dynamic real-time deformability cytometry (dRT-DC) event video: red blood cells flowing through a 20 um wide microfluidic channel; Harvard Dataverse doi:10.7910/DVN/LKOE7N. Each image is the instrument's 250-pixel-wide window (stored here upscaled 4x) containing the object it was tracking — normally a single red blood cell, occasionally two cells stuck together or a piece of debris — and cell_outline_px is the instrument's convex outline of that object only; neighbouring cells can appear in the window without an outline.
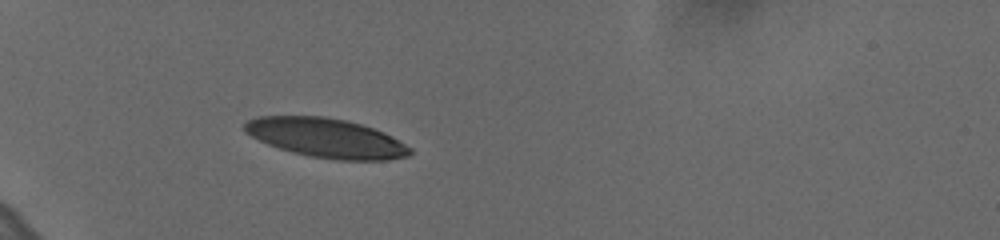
{"species": "human", "species_latin": "Homo sapiens", "temperature_condition": "cold", "stored_images_in_passage": 40, "camera_frame_rate_fps": 3000, "um_per_image_px": 0.085, "donor": {"sex": "female"}, "frame": {"image": 1, "passage_image": 1, "time_ms": 0.0, "image_size_px": [1000, 240], "cell_outline_px": [[412, 152], [408, 156], [388, 160], [340, 160], [308, 156], [292, 152], [268, 144], [244, 132], [244, 124], [248, 120], [256, 116], [324, 116], [344, 120], [360, 124], [384, 132], [412, 148]], "centroid_in_image_um": [27.73, 11.73], "position_along_channel_um": 57.3, "area_um2": 37.69}}
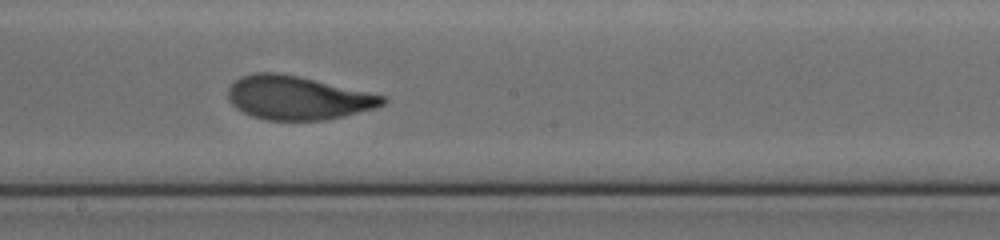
{"frame": {"image": 2, "passage_image": 17, "time_ms": 5.333, "image_size_px": [1000, 240], "cell_outline_px": [[388, 100], [384, 104], [376, 108], [344, 116], [324, 120], [268, 120], [252, 116], [236, 108], [228, 100], [228, 88], [240, 76], [256, 72], [280, 72], [300, 76], [368, 92], [384, 96]], "centroid_in_image_um": [25.29, 8.31], "position_along_channel_um": 222.9, "area_um2": 39.36}}
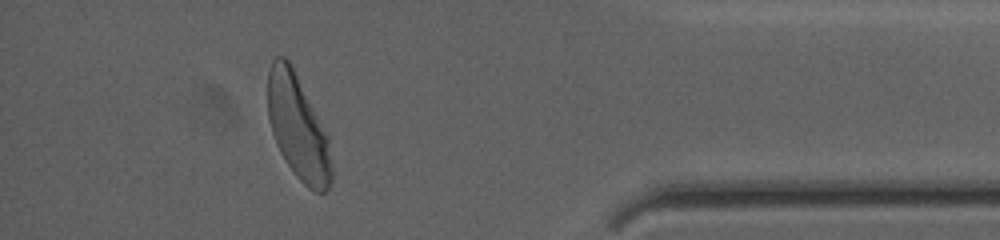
{"frame": {"image": 3, "passage_image": 35, "time_ms": 11.333, "image_size_px": [1000, 240], "cell_outline_px": [[332, 180], [328, 188], [324, 192], [316, 192], [308, 188], [296, 176], [280, 152], [276, 144], [272, 132], [268, 116], [268, 68], [272, 60], [276, 56], [284, 56], [288, 60], [328, 136], [332, 168]], "centroid_in_image_um": [25.31, 10.84], "position_along_channel_um": 409.9, "area_um2": 38.32}, "authors_computed_cell_mechanics": {"area_um2": 39.3618, "velocity_mm_per_s": 3.5952, "shape_relaxation_time_tau1_ms": 3.4296, "shape_relaxation_time_tau2_ms": 0.97, "deformation_change_tau1": 0.1774, "deformation_change_tau2": 0.0669}}